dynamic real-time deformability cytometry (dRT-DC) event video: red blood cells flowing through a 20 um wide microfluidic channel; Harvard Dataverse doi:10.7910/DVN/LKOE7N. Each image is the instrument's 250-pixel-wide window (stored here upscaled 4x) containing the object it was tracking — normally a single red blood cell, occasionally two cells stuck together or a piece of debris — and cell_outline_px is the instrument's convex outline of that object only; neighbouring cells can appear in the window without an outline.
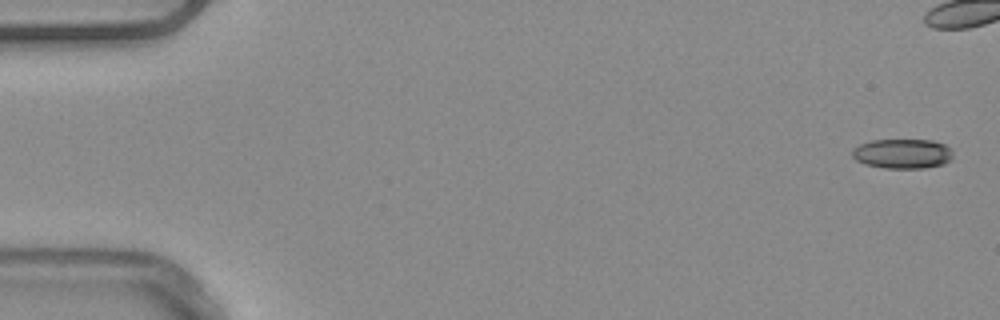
{"species": "common noctule bat (a hibernating species)", "species_latin": "Nyctalus noctula", "temperature_condition": "warm", "stored_images_in_passage": 11, "camera_frame_rate_fps": 3000, "um_per_image_px": 0.085, "animal": {"sex": "male", "body_mass_g": 20.4}, "frame": {"image": 1, "passage_image": 1, "time_ms": 0.0, "image_size_px": [1000, 320], "cell_outline_px": [[952, 160], [944, 164], [924, 168], [884, 168], [864, 164], [856, 160], [852, 156], [852, 148], [860, 144], [872, 140], [932, 140], [944, 144], [952, 148]], "centroid_in_image_um": [76.72, 13.06], "position_along_channel_um": 8.3, "area_um2": 17.63}}